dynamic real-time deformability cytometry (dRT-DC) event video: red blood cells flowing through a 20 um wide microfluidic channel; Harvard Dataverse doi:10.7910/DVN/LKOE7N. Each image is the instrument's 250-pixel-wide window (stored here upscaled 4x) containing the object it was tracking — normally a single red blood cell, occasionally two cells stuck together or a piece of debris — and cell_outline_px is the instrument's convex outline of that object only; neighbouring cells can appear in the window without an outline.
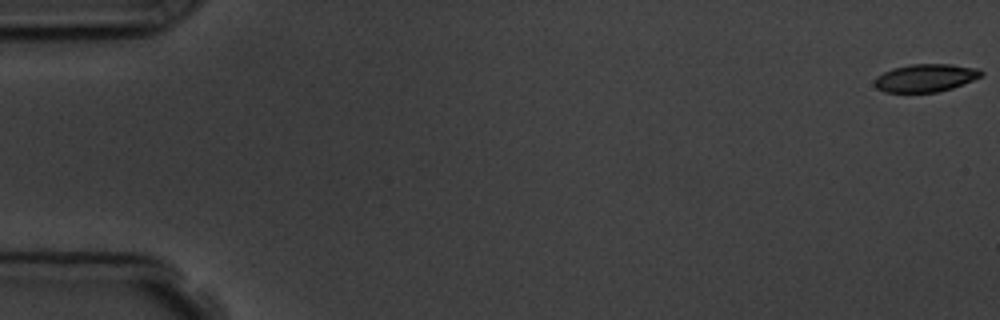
{"species": "common noctule bat (a hibernating species)", "species_latin": "Nyctalus noctula", "temperature_condition": "room temperature", "stored_images_in_passage": 5, "segment_of_instrument_passage": [1, 2], "camera_frame_rate_fps": 3000, "um_per_image_px": 0.085, "animal": {"sex": "male", "body_mass_g": 19.5, "forearm_length_mm": 54.6}, "frame": {"image": 1, "passage_image": 1, "time_ms": 0.0, "image_size_px": [1000, 320], "cell_outline_px": [[984, 72], [980, 76], [964, 84], [952, 88], [936, 92], [884, 92], [876, 88], [872, 84], [876, 76], [892, 68], [912, 64], [952, 64], [980, 68]], "centroid_in_image_um": [78.65, 6.62], "position_along_channel_um": 6.3, "area_um2": 17.46}}